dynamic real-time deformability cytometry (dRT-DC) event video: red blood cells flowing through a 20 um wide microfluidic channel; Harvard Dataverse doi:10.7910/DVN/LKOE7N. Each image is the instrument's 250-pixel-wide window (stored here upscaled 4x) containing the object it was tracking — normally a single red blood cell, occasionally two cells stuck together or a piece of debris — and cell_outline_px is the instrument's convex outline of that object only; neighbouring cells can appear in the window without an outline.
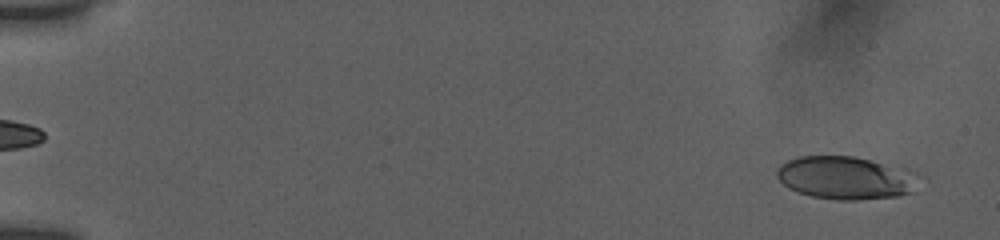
{"species": "human", "species_latin": "Homo sapiens", "temperature_condition": "room temperature", "stored_images_in_passage": 11, "camera_frame_rate_fps": 3000, "um_per_image_px": 0.085, "donor": {"sex": "female"}, "frame": {"image": 1, "passage_image": 3, "time_ms": 0.667, "image_size_px": [1000, 240], "cell_outline_px": [[912, 192], [896, 196], [856, 200], [836, 200], [812, 196], [788, 188], [776, 176], [776, 168], [780, 164], [788, 160], [800, 156], [852, 156], [868, 160], [880, 164], [900, 180]], "centroid_in_image_um": [71.37, 15.13], "position_along_channel_um": 13.6, "area_um2": 32.19}}